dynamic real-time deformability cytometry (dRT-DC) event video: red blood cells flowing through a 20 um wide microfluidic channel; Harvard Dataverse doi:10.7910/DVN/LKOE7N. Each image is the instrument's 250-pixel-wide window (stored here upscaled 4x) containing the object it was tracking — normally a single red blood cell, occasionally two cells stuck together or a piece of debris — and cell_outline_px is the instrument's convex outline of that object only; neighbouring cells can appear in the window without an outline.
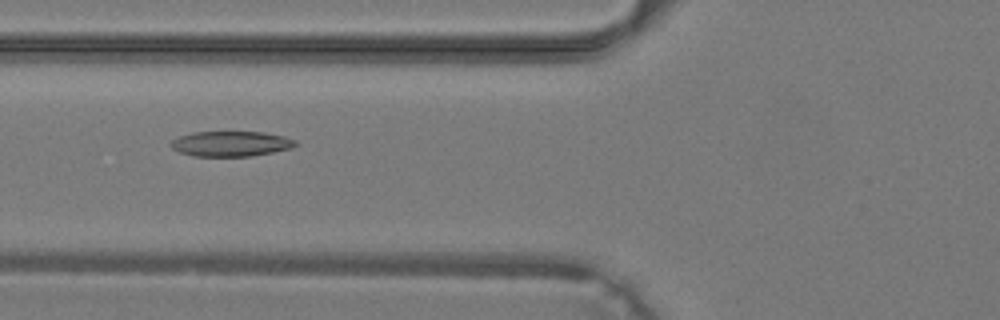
{"species": "common noctule bat (a hibernating species)", "species_latin": "Nyctalus noctula", "temperature_condition": "warm", "stored_images_in_passage": 25, "camera_frame_rate_fps": 3000, "um_per_image_px": 0.085, "animal": {"sex": "male", "body_mass_g": 19.2, "forearm_length_mm": 51.8}, "frame": {"image": 1, "passage_image": 4, "time_ms": 1.0, "image_size_px": [1000, 320], "cell_outline_px": [[300, 144], [292, 148], [252, 156], [192, 156], [180, 152], [172, 148], [168, 144], [172, 140], [180, 136], [192, 132], [264, 132], [284, 136], [296, 140]], "centroid_in_image_um": [19.64, 12.22], "position_along_channel_um": 106.2, "area_um2": 18.44}}
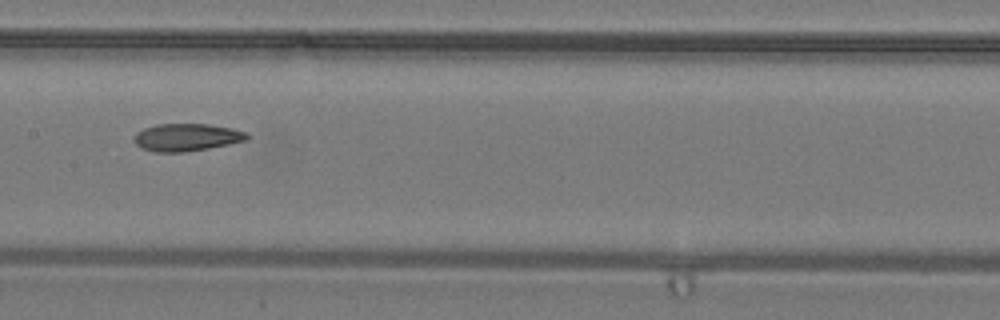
{"frame": {"image": 2, "passage_image": 9, "time_ms": 2.667, "image_size_px": [1000, 320], "cell_outline_px": [[248, 140], [208, 148], [184, 152], [152, 152], [140, 148], [132, 140], [136, 132], [144, 128], [156, 124], [208, 124], [232, 128], [248, 132]], "centroid_in_image_um": [15.83, 11.67], "position_along_channel_um": 191.6, "area_um2": 18.26}}
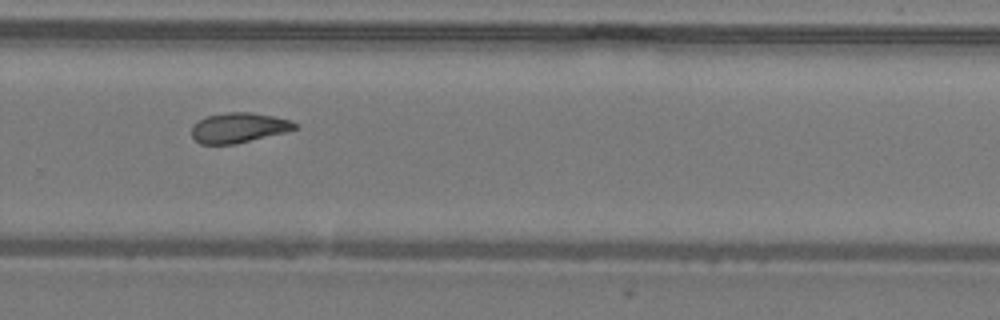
{"frame": {"image": 3, "passage_image": 16, "time_ms": 5.0, "image_size_px": [1000, 320], "cell_outline_px": [[300, 128], [288, 132], [236, 144], [200, 144], [192, 136], [192, 124], [208, 116], [228, 112], [252, 112], [292, 120], [300, 124]], "centroid_in_image_um": [20.37, 10.86], "position_along_channel_um": 309.4, "area_um2": 18.32}}